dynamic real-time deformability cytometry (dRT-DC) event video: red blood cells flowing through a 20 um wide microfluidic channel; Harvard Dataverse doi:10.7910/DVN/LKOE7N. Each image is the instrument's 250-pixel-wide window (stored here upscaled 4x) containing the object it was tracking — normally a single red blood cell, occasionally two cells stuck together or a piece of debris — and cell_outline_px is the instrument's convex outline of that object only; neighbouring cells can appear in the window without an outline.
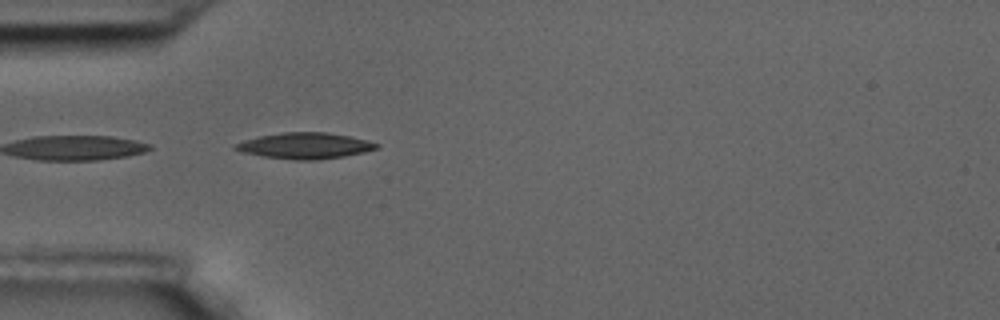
{"species": "common noctule bat (a hibernating species)", "species_latin": "Nyctalus noctula", "temperature_condition": "room temperature", "stored_images_in_passage": 5, "camera_frame_rate_fps": 3000, "um_per_image_px": 0.085, "animal": {"sex": "male", "body_mass_g": 17.5, "forearm_length_mm": 52.3}, "frame": {"image": 1, "passage_image": 5, "time_ms": 1.333, "image_size_px": [1000, 320], "cell_outline_px": [[380, 144], [376, 148], [364, 152], [344, 156], [316, 160], [292, 160], [264, 156], [244, 152], [232, 148], [232, 144], [244, 140], [260, 136], [284, 132], [324, 132], [348, 136], [368, 140]], "centroid_in_image_um": [25.9, 12.39], "position_along_channel_um": 59.1, "area_um2": 21.27}}